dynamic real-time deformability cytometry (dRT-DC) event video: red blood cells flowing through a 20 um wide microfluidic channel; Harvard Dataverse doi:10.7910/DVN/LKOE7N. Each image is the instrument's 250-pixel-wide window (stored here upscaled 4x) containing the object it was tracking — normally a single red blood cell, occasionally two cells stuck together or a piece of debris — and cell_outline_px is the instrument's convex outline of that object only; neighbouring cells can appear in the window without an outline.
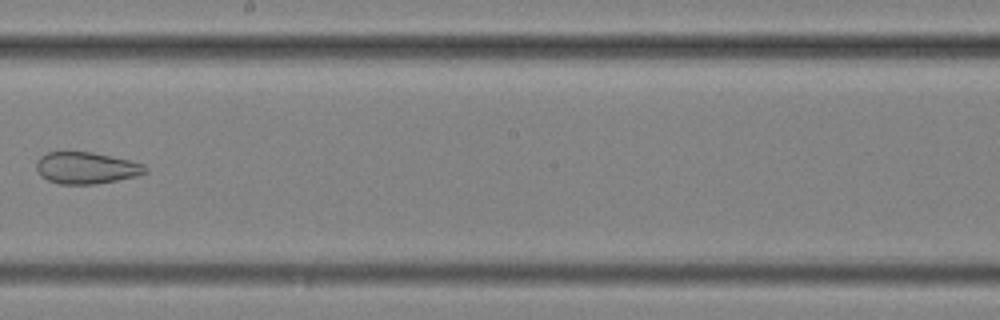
{"species": "common noctule bat (a hibernating species)", "species_latin": "Nyctalus noctula", "temperature_condition": "cold", "stored_images_in_passage": 9, "camera_frame_rate_fps": 3000, "um_per_image_px": 0.085, "animal": {"sex": "female", "body_mass_g": 25.1}, "frame": {"image": 1, "passage_image": 9, "time_ms": 2.667, "image_size_px": [1000, 320], "cell_outline_px": [[148, 172], [136, 176], [96, 184], [60, 184], [48, 180], [40, 176], [36, 168], [36, 164], [40, 156], [48, 152], [92, 152], [128, 160], [144, 164], [148, 168]], "centroid_in_image_um": [7.33, 14.28], "position_along_channel_um": 240.9, "area_um2": 20.06}}